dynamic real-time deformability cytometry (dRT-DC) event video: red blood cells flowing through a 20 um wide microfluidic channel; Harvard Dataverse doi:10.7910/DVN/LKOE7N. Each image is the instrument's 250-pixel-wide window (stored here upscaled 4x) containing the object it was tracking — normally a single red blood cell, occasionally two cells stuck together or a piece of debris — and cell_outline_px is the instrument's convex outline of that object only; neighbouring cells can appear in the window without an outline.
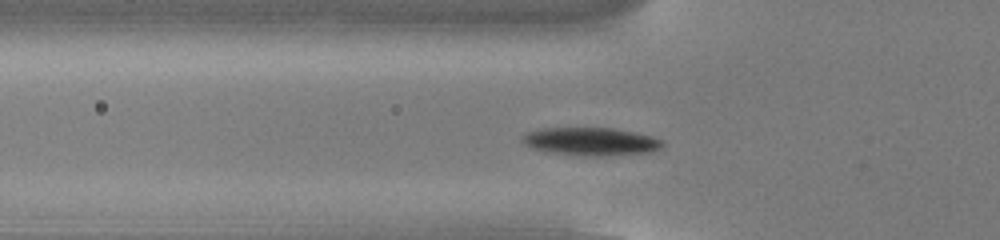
{"species": "common noctule bat (a hibernating species)", "species_latin": "Nyctalus noctula", "temperature_condition": "cold", "stored_images_in_passage": 49, "segment_of_instrument_passage": [1, 2], "camera_frame_rate_fps": 3000, "um_per_image_px": 0.085, "animal": {"sex": "male", "body_mass_g": 13.0, "forearm_length_mm": 53.1}, "frame": {"image": 1, "passage_image": 13, "time_ms": 4.0, "image_size_px": [1000, 240], "cell_outline_px": [[664, 144], [660, 148], [652, 152], [604, 156], [584, 156], [544, 152], [532, 148], [524, 144], [520, 140], [520, 136], [528, 132], [540, 128], [612, 128], [636, 132], [652, 136], [664, 140]], "centroid_in_image_um": [50.2, 12.03], "position_along_channel_um": 75.6, "area_um2": 23.29}}
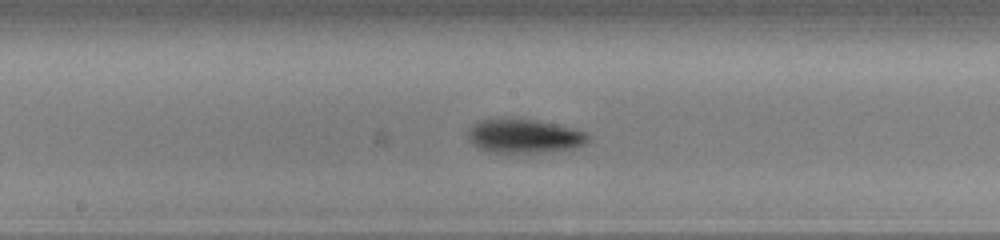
{"frame": {"image": 2, "passage_image": 23, "time_ms": 7.333, "image_size_px": [1000, 240], "cell_outline_px": [[588, 140], [584, 144], [576, 148], [544, 152], [492, 152], [480, 148], [472, 144], [468, 140], [468, 128], [472, 124], [480, 120], [504, 116], [512, 116], [536, 120], [556, 124], [572, 128], [584, 132], [588, 136]], "centroid_in_image_um": [44.49, 11.52], "position_along_channel_um": 203.7, "area_um2": 24.22}}
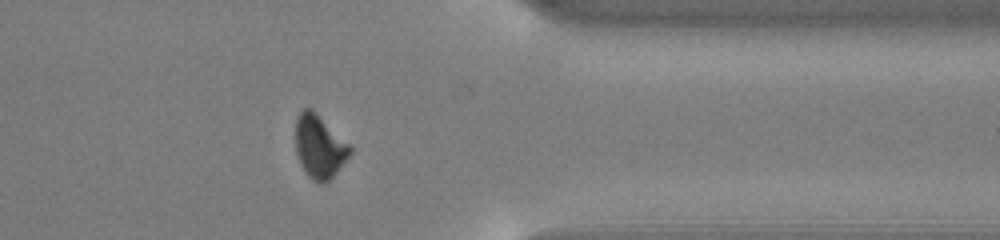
{"frame": {"image": 3, "passage_image": 38, "time_ms": 12.333, "image_size_px": [1000, 240], "cell_outline_px": [[352, 152], [336, 172], [324, 184], [320, 184], [312, 180], [304, 172], [300, 164], [296, 152], [296, 116], [304, 108], [312, 108], [352, 144]], "centroid_in_image_um": [27.17, 12.44], "position_along_channel_um": 384.2, "area_um2": 20.46}}